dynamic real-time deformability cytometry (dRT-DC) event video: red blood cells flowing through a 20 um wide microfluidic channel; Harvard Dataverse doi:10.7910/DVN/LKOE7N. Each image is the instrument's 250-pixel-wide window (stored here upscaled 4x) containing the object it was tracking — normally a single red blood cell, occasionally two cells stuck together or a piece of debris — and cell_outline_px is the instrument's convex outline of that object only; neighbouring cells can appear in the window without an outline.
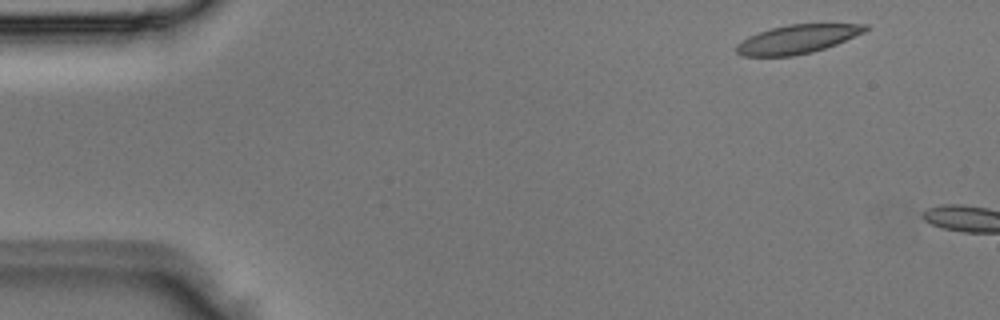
{"species": "Egyptian fruit bat (a non-hibernating species)", "species_latin": "Rousettus aegyptiacus", "temperature_condition": "room temperature", "stored_images_in_passage": 2, "camera_frame_rate_fps": 3000, "um_per_image_px": 0.085, "animal": {"sex": "male"}, "frame": {"image": 1, "passage_image": 1, "time_ms": 0.0, "image_size_px": [1000, 320], "cell_outline_px": [[872, 28], [864, 32], [836, 44], [812, 52], [792, 56], [744, 56], [736, 52], [736, 44], [748, 36], [772, 28], [788, 24], [868, 24]], "centroid_in_image_um": [67.78, 3.32], "position_along_channel_um": 17.2, "area_um2": 21.44}}